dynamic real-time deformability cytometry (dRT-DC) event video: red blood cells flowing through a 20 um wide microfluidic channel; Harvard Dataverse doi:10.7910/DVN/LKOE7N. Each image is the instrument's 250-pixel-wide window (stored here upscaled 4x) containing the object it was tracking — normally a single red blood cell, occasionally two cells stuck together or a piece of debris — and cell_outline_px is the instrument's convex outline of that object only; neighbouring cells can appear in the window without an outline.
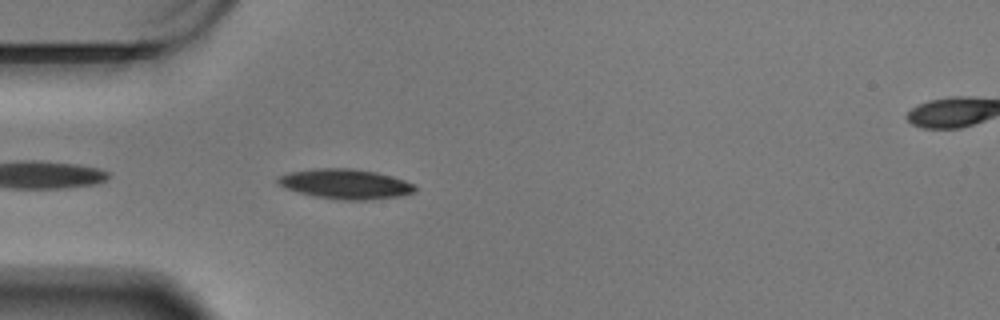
{"species": "Egyptian fruit bat (a non-hibernating species)", "species_latin": "Rousettus aegyptiacus", "temperature_condition": "warm", "stored_images_in_passage": 21, "camera_frame_rate_fps": 3000, "um_per_image_px": 0.085, "animal": {"sex": "male"}, "frame": {"image": 1, "passage_image": 3, "time_ms": 0.667, "image_size_px": [1000, 320], "cell_outline_px": [[416, 192], [404, 196], [368, 200], [336, 200], [312, 196], [284, 188], [276, 184], [276, 176], [288, 172], [312, 168], [352, 168], [376, 172], [392, 176], [404, 180], [412, 184], [416, 188]], "centroid_in_image_um": [29.31, 15.64], "position_along_channel_um": 55.7, "area_um2": 24.45}}
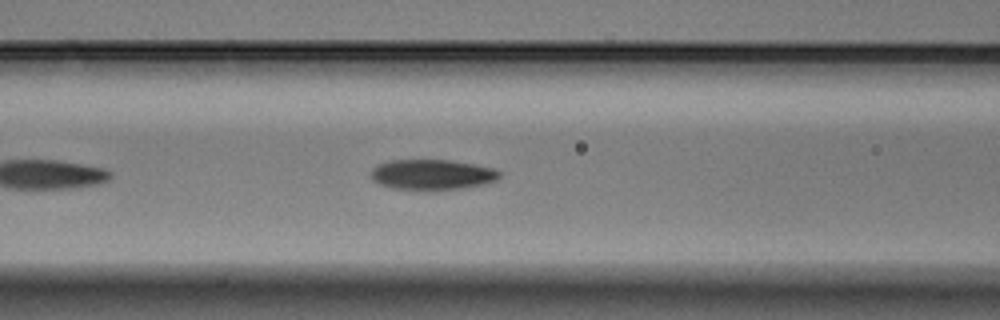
{"frame": {"image": 2, "passage_image": 10, "time_ms": 3.0, "image_size_px": [1000, 320], "cell_outline_px": [[500, 176], [496, 180], [484, 184], [464, 188], [432, 192], [424, 192], [392, 188], [380, 184], [372, 180], [372, 168], [380, 164], [392, 160], [448, 160], [476, 164], [496, 168], [500, 172]], "centroid_in_image_um": [36.76, 14.87], "position_along_channel_um": 129.8, "area_um2": 23.35}}
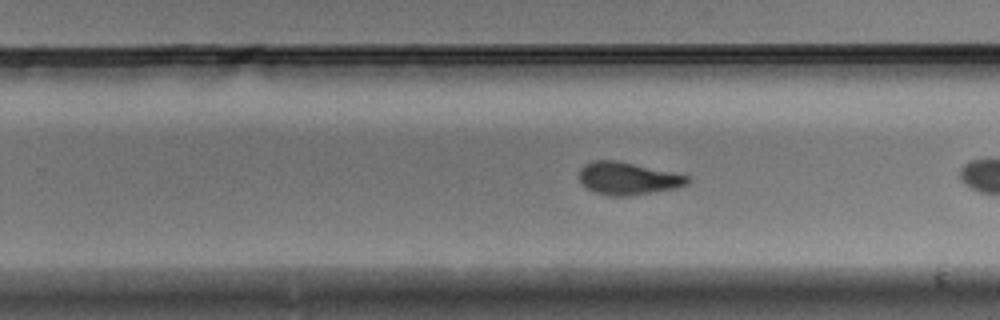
{"frame": {"image": 3, "passage_image": 20, "time_ms": 6.333, "image_size_px": [1000, 320], "cell_outline_px": [[692, 180], [688, 184], [676, 188], [628, 196], [608, 196], [596, 192], [588, 188], [580, 180], [580, 168], [584, 164], [592, 160], [616, 160], [672, 172], [688, 176]], "centroid_in_image_um": [53.38, 15.16], "position_along_channel_um": 276.4, "area_um2": 20.4}}